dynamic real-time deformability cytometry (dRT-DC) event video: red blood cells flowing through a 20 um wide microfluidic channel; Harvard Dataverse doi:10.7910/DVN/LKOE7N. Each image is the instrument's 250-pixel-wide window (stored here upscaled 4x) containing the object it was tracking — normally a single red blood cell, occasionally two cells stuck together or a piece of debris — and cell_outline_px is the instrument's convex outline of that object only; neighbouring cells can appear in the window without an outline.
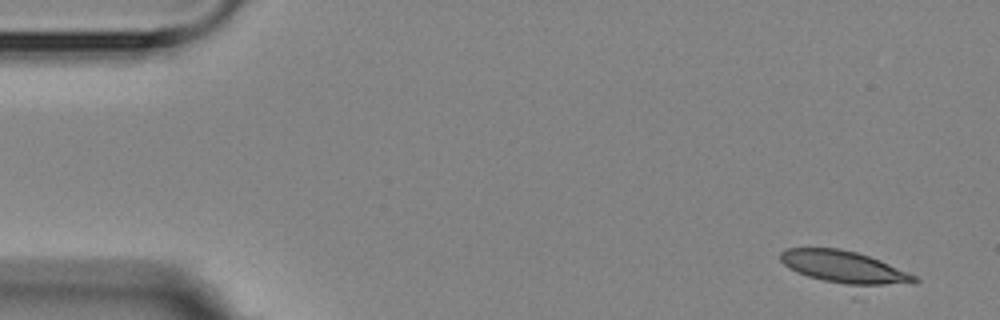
{"species": "Egyptian fruit bat (a non-hibernating species)", "species_latin": "Rousettus aegyptiacus", "temperature_condition": "room temperature", "stored_images_in_passage": 7, "camera_frame_rate_fps": 3000, "um_per_image_px": 0.085, "animal": {"sex": "female"}, "frame": {"image": 1, "passage_image": 1, "time_ms": 0.0, "image_size_px": [1000, 320], "cell_outline_px": [[920, 280], [916, 284], [864, 300], [796, 272], [784, 264], [780, 260], [780, 252], [788, 248], [840, 248], [856, 252], [880, 260], [916, 276]], "centroid_in_image_um": [72.07, 23.03], "position_along_channel_um": 12.9, "area_um2": 30.52}}
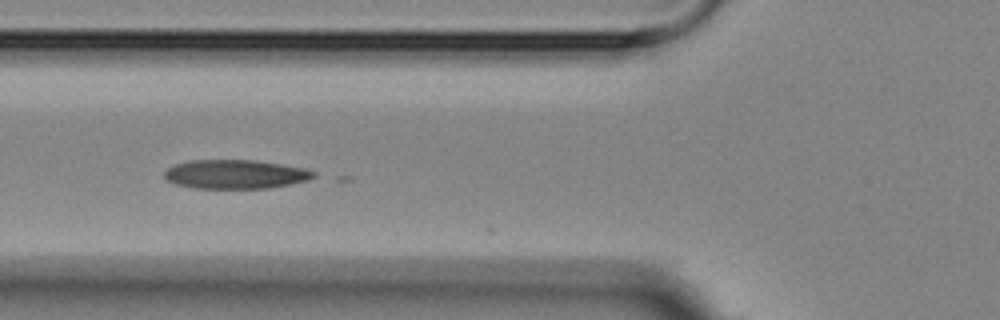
{"frame": {"image": 2, "passage_image": 5, "time_ms": 5.667, "image_size_px": [1000, 320], "cell_outline_px": [[316, 176], [308, 180], [268, 188], [192, 188], [176, 184], [164, 180], [164, 172], [168, 168], [176, 164], [192, 160], [256, 160], [304, 168], [316, 172]], "centroid_in_image_um": [19.98, 14.81], "position_along_channel_um": 105.8, "area_um2": 25.14}}
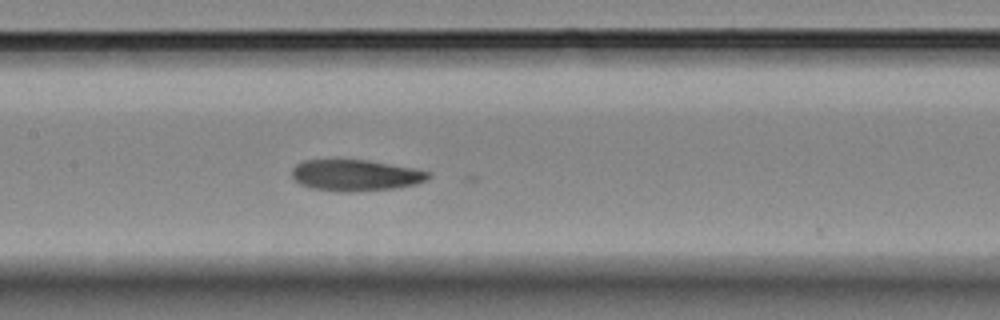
{"frame": {"image": 3, "passage_image": 7, "time_ms": 7.667, "image_size_px": [1000, 320], "cell_outline_px": [[432, 176], [428, 180], [416, 184], [392, 188], [352, 192], [348, 192], [312, 188], [300, 184], [292, 176], [292, 168], [296, 164], [304, 160], [368, 160], [416, 168], [428, 172]], "centroid_in_image_um": [30.25, 14.89], "position_along_channel_um": 177.2, "area_um2": 24.8}}